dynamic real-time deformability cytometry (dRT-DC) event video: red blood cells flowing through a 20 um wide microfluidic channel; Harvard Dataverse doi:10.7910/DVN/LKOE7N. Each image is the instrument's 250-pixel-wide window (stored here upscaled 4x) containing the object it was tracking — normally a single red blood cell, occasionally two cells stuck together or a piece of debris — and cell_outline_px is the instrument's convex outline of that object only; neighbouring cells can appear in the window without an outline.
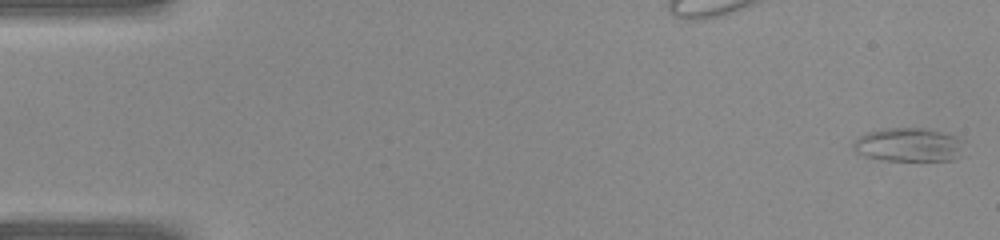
{"species": "common noctule bat (a hibernating species)", "species_latin": "Nyctalus noctula", "temperature_condition": "warm", "stored_images_in_passage": 42, "camera_frame_rate_fps": 3000, "um_per_image_px": 0.085, "animal": {"sex": "female", "body_mass_g": 22.0, "forearm_length_mm": 56.7}, "frame": {"image": 1, "passage_image": 1, "time_ms": 0.0, "image_size_px": [1000, 240], "cell_outline_px": [[964, 156], [952, 160], [884, 160], [864, 156], [856, 152], [856, 140], [860, 136], [868, 132], [880, 128], [924, 128], [944, 132], [956, 136], [964, 140]], "centroid_in_image_um": [77.35, 12.3], "position_along_channel_um": 7.7, "area_um2": 21.96}}
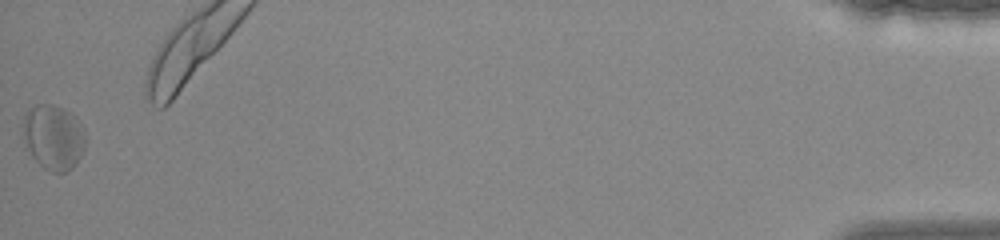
{"frame": {"image": 2, "passage_image": 42, "time_ms": 13.667, "image_size_px": [1000, 240], "cell_outline_px": [[84, 148], [76, 164], [72, 168], [64, 172], [48, 172], [32, 156], [24, 136], [24, 116], [28, 108], [36, 104], [52, 104], [64, 108], [72, 112], [76, 116], [84, 132]], "centroid_in_image_um": [4.56, 11.63], "position_along_channel_um": 430.6, "area_um2": 23.52}}